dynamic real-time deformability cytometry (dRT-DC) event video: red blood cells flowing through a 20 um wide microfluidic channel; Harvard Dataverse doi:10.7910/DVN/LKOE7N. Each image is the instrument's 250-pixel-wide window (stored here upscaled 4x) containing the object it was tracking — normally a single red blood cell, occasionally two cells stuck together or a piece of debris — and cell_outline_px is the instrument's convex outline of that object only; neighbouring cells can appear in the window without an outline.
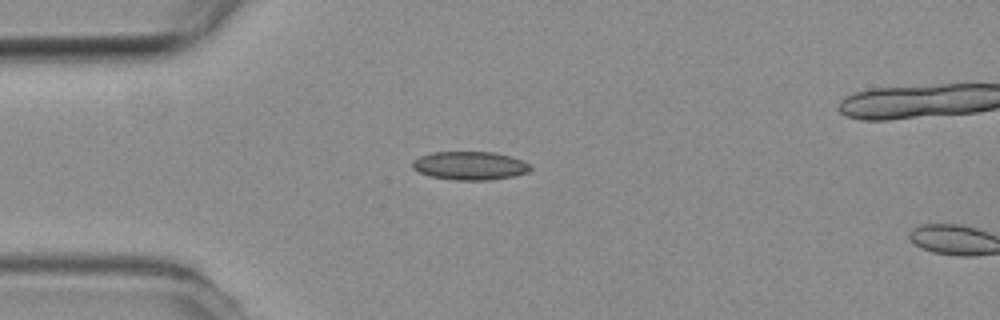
{"species": "common noctule bat (a hibernating species)", "species_latin": "Nyctalus noctula", "temperature_condition": "room temperature", "stored_images_in_passage": 4, "camera_frame_rate_fps": 3000, "um_per_image_px": 0.085, "animal": {"sex": "female", "body_mass_g": 19.3, "forearm_length_mm": 54.1}, "frame": {"image": 1, "passage_image": 3, "time_ms": 0.667, "image_size_px": [1000, 320], "cell_outline_px": [[532, 168], [528, 172], [516, 176], [488, 180], [456, 180], [432, 176], [420, 172], [412, 168], [412, 160], [420, 156], [432, 152], [496, 152], [512, 156], [528, 164]], "centroid_in_image_um": [39.95, 14.08], "position_along_channel_um": 45.0, "area_um2": 19.54}}